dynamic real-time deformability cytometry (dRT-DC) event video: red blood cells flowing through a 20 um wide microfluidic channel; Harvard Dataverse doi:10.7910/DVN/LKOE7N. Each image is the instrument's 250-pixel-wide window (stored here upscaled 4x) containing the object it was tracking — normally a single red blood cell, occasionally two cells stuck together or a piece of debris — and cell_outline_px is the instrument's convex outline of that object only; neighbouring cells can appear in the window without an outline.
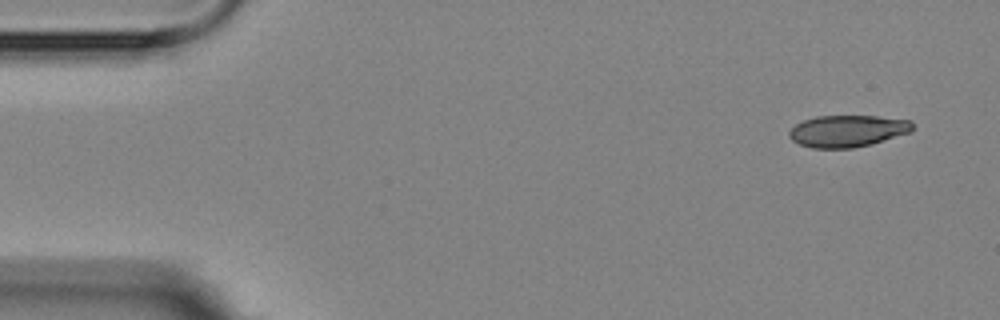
{"species": "Egyptian fruit bat (a non-hibernating species)", "species_latin": "Rousettus aegyptiacus", "temperature_condition": "room temperature", "stored_images_in_passage": 14, "camera_frame_rate_fps": 3000, "um_per_image_px": 0.085, "animal": {"sex": "female"}, "frame": {"image": 1, "passage_image": 1, "time_ms": 0.0, "image_size_px": [1000, 320], "cell_outline_px": [[912, 132], [872, 144], [852, 148], [812, 148], [800, 144], [792, 140], [788, 136], [788, 132], [796, 124], [804, 120], [816, 116], [876, 116], [912, 120]], "centroid_in_image_um": [72.05, 11.13], "position_along_channel_um": 12.9, "area_um2": 22.95}}
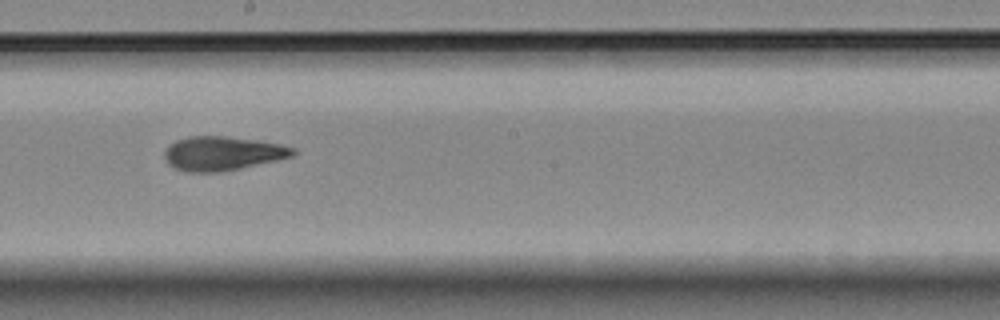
{"frame": {"image": 2, "passage_image": 8, "time_ms": 9.0, "image_size_px": [1000, 320], "cell_outline_px": [[296, 152], [292, 156], [276, 160], [240, 168], [220, 172], [188, 172], [176, 168], [168, 164], [164, 156], [164, 152], [176, 140], [192, 136], [224, 136], [256, 140], [280, 144], [296, 148]], "centroid_in_image_um": [18.92, 13.04], "position_along_channel_um": 229.3, "area_um2": 25.2}}
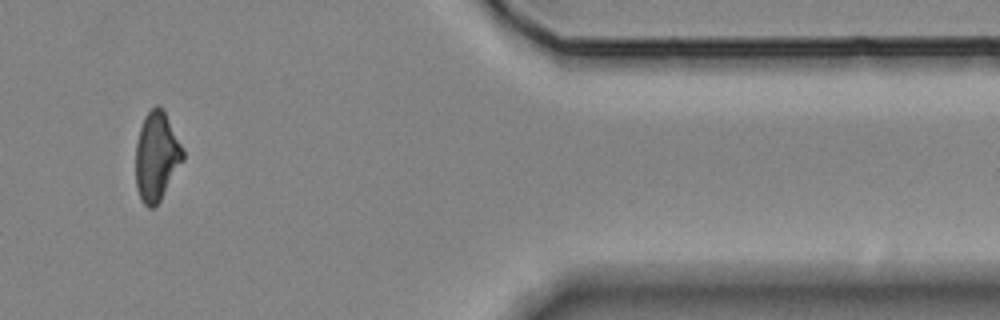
{"frame": {"image": 3, "passage_image": 13, "time_ms": 14.667, "image_size_px": [1000, 320], "cell_outline_px": [[184, 160], [160, 200], [152, 208], [148, 208], [140, 200], [136, 188], [136, 140], [144, 116], [156, 104], [160, 104], [184, 148]], "centroid_in_image_um": [13.31, 13.29], "position_along_channel_um": 398.1, "area_um2": 24.62}, "authors_computed_cell_mechanics": {"area_um2": 24.854, "velocity_mm_per_s": 3.5872, "shape_relaxation_time_tau1_ms": null, "shape_relaxation_time_tau2_ms": 5.0269, "deformation_change_tau1": null, "deformation_change_tau2": 0.0924}}